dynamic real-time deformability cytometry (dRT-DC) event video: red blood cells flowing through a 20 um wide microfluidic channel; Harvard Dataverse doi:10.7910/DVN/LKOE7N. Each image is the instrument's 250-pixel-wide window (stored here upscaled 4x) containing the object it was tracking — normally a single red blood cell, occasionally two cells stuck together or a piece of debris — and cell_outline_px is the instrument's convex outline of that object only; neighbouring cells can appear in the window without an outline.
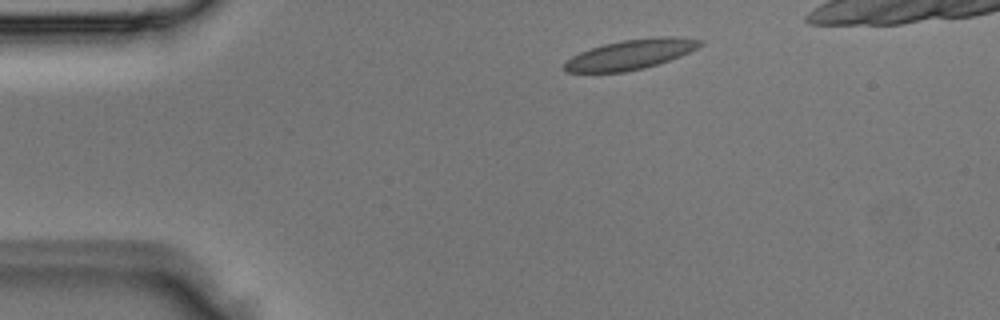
{"species": "Egyptian fruit bat (a non-hibernating species)", "species_latin": "Rousettus aegyptiacus", "temperature_condition": "room temperature", "stored_images_in_passage": 4, "camera_frame_rate_fps": 3000, "um_per_image_px": 0.085, "animal": {"sex": "male"}, "frame": {"image": 1, "passage_image": 4, "time_ms": 1.0, "image_size_px": [1000, 320], "cell_outline_px": [[704, 44], [680, 56], [644, 68], [624, 72], [564, 72], [564, 60], [580, 52], [604, 44], [620, 40], [656, 36], [676, 36], [704, 40]], "centroid_in_image_um": [53.6, 4.61], "position_along_channel_um": 31.4, "area_um2": 23.7}}